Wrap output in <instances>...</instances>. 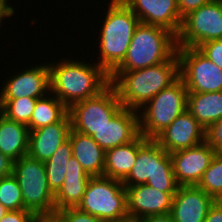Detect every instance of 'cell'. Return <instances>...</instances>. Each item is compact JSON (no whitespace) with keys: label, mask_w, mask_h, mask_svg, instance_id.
I'll return each mask as SVG.
<instances>
[{"label":"cell","mask_w":222,"mask_h":222,"mask_svg":"<svg viewBox=\"0 0 222 222\" xmlns=\"http://www.w3.org/2000/svg\"><path fill=\"white\" fill-rule=\"evenodd\" d=\"M71 59L49 63L50 93L68 108L99 95L111 84L110 75L97 63Z\"/></svg>","instance_id":"1"},{"label":"cell","mask_w":222,"mask_h":222,"mask_svg":"<svg viewBox=\"0 0 222 222\" xmlns=\"http://www.w3.org/2000/svg\"><path fill=\"white\" fill-rule=\"evenodd\" d=\"M177 53L166 62L132 71H113L111 85L115 88L123 107L138 111L179 78Z\"/></svg>","instance_id":"2"},{"label":"cell","mask_w":222,"mask_h":222,"mask_svg":"<svg viewBox=\"0 0 222 222\" xmlns=\"http://www.w3.org/2000/svg\"><path fill=\"white\" fill-rule=\"evenodd\" d=\"M98 37L97 63L109 75L125 59L129 45L140 20L122 0H111Z\"/></svg>","instance_id":"3"},{"label":"cell","mask_w":222,"mask_h":222,"mask_svg":"<svg viewBox=\"0 0 222 222\" xmlns=\"http://www.w3.org/2000/svg\"><path fill=\"white\" fill-rule=\"evenodd\" d=\"M177 53V36L160 26L139 23L127 55L114 71H132L152 67Z\"/></svg>","instance_id":"4"},{"label":"cell","mask_w":222,"mask_h":222,"mask_svg":"<svg viewBox=\"0 0 222 222\" xmlns=\"http://www.w3.org/2000/svg\"><path fill=\"white\" fill-rule=\"evenodd\" d=\"M124 186L148 184L161 192L176 193L171 156L154 139H148L139 149L134 166L122 181Z\"/></svg>","instance_id":"5"},{"label":"cell","mask_w":222,"mask_h":222,"mask_svg":"<svg viewBox=\"0 0 222 222\" xmlns=\"http://www.w3.org/2000/svg\"><path fill=\"white\" fill-rule=\"evenodd\" d=\"M77 208L103 222H119L129 218L125 186L122 181L105 176L89 179Z\"/></svg>","instance_id":"6"},{"label":"cell","mask_w":222,"mask_h":222,"mask_svg":"<svg viewBox=\"0 0 222 222\" xmlns=\"http://www.w3.org/2000/svg\"><path fill=\"white\" fill-rule=\"evenodd\" d=\"M188 90L179 77L161 90L139 112L140 134L155 139L180 114L187 110ZM142 111V112H141Z\"/></svg>","instance_id":"7"},{"label":"cell","mask_w":222,"mask_h":222,"mask_svg":"<svg viewBox=\"0 0 222 222\" xmlns=\"http://www.w3.org/2000/svg\"><path fill=\"white\" fill-rule=\"evenodd\" d=\"M21 188L24 207L38 217L55 215L54 193L48 186L44 161L28 155L14 161L12 173Z\"/></svg>","instance_id":"8"},{"label":"cell","mask_w":222,"mask_h":222,"mask_svg":"<svg viewBox=\"0 0 222 222\" xmlns=\"http://www.w3.org/2000/svg\"><path fill=\"white\" fill-rule=\"evenodd\" d=\"M123 107L110 84L99 95L74 103L68 108L71 129L92 136Z\"/></svg>","instance_id":"9"},{"label":"cell","mask_w":222,"mask_h":222,"mask_svg":"<svg viewBox=\"0 0 222 222\" xmlns=\"http://www.w3.org/2000/svg\"><path fill=\"white\" fill-rule=\"evenodd\" d=\"M179 76L188 93L222 91V70L196 47H177Z\"/></svg>","instance_id":"10"},{"label":"cell","mask_w":222,"mask_h":222,"mask_svg":"<svg viewBox=\"0 0 222 222\" xmlns=\"http://www.w3.org/2000/svg\"><path fill=\"white\" fill-rule=\"evenodd\" d=\"M222 39V1L214 0L182 20L177 35V47H196L210 41Z\"/></svg>","instance_id":"11"},{"label":"cell","mask_w":222,"mask_h":222,"mask_svg":"<svg viewBox=\"0 0 222 222\" xmlns=\"http://www.w3.org/2000/svg\"><path fill=\"white\" fill-rule=\"evenodd\" d=\"M32 68L20 70L3 83L0 99L31 97L43 98L50 93L49 63L31 65ZM49 91V92H48Z\"/></svg>","instance_id":"12"},{"label":"cell","mask_w":222,"mask_h":222,"mask_svg":"<svg viewBox=\"0 0 222 222\" xmlns=\"http://www.w3.org/2000/svg\"><path fill=\"white\" fill-rule=\"evenodd\" d=\"M215 155L214 150L205 141L171 153L173 172L178 185H197Z\"/></svg>","instance_id":"13"},{"label":"cell","mask_w":222,"mask_h":222,"mask_svg":"<svg viewBox=\"0 0 222 222\" xmlns=\"http://www.w3.org/2000/svg\"><path fill=\"white\" fill-rule=\"evenodd\" d=\"M125 188L130 219L137 222L147 216L171 213L175 193L161 192L148 184L125 186Z\"/></svg>","instance_id":"14"},{"label":"cell","mask_w":222,"mask_h":222,"mask_svg":"<svg viewBox=\"0 0 222 222\" xmlns=\"http://www.w3.org/2000/svg\"><path fill=\"white\" fill-rule=\"evenodd\" d=\"M169 154L205 141V129L185 110L154 139Z\"/></svg>","instance_id":"15"},{"label":"cell","mask_w":222,"mask_h":222,"mask_svg":"<svg viewBox=\"0 0 222 222\" xmlns=\"http://www.w3.org/2000/svg\"><path fill=\"white\" fill-rule=\"evenodd\" d=\"M141 23L156 25L178 35L182 18L177 0H122Z\"/></svg>","instance_id":"16"},{"label":"cell","mask_w":222,"mask_h":222,"mask_svg":"<svg viewBox=\"0 0 222 222\" xmlns=\"http://www.w3.org/2000/svg\"><path fill=\"white\" fill-rule=\"evenodd\" d=\"M140 135L139 112L122 107L115 116L92 135L104 150L134 141Z\"/></svg>","instance_id":"17"},{"label":"cell","mask_w":222,"mask_h":222,"mask_svg":"<svg viewBox=\"0 0 222 222\" xmlns=\"http://www.w3.org/2000/svg\"><path fill=\"white\" fill-rule=\"evenodd\" d=\"M215 201L197 185L179 186L170 213L173 222H204Z\"/></svg>","instance_id":"18"},{"label":"cell","mask_w":222,"mask_h":222,"mask_svg":"<svg viewBox=\"0 0 222 222\" xmlns=\"http://www.w3.org/2000/svg\"><path fill=\"white\" fill-rule=\"evenodd\" d=\"M70 130L69 114L59 122L30 130L27 155L45 162L68 139Z\"/></svg>","instance_id":"19"},{"label":"cell","mask_w":222,"mask_h":222,"mask_svg":"<svg viewBox=\"0 0 222 222\" xmlns=\"http://www.w3.org/2000/svg\"><path fill=\"white\" fill-rule=\"evenodd\" d=\"M90 178L91 176L72 156L67 163L64 183L54 194L56 211L65 208H76L82 200Z\"/></svg>","instance_id":"20"},{"label":"cell","mask_w":222,"mask_h":222,"mask_svg":"<svg viewBox=\"0 0 222 222\" xmlns=\"http://www.w3.org/2000/svg\"><path fill=\"white\" fill-rule=\"evenodd\" d=\"M68 138L72 144V156L85 172L91 177L103 176L105 151L93 140L92 136L71 129Z\"/></svg>","instance_id":"21"},{"label":"cell","mask_w":222,"mask_h":222,"mask_svg":"<svg viewBox=\"0 0 222 222\" xmlns=\"http://www.w3.org/2000/svg\"><path fill=\"white\" fill-rule=\"evenodd\" d=\"M147 140V138L140 134L130 143L105 151L103 176L123 181L129 175L135 164L138 149Z\"/></svg>","instance_id":"22"},{"label":"cell","mask_w":222,"mask_h":222,"mask_svg":"<svg viewBox=\"0 0 222 222\" xmlns=\"http://www.w3.org/2000/svg\"><path fill=\"white\" fill-rule=\"evenodd\" d=\"M30 130L27 125L6 118L0 113V152L13 161L28 153Z\"/></svg>","instance_id":"23"},{"label":"cell","mask_w":222,"mask_h":222,"mask_svg":"<svg viewBox=\"0 0 222 222\" xmlns=\"http://www.w3.org/2000/svg\"><path fill=\"white\" fill-rule=\"evenodd\" d=\"M187 111L206 129L222 118V91L188 93Z\"/></svg>","instance_id":"24"},{"label":"cell","mask_w":222,"mask_h":222,"mask_svg":"<svg viewBox=\"0 0 222 222\" xmlns=\"http://www.w3.org/2000/svg\"><path fill=\"white\" fill-rule=\"evenodd\" d=\"M49 94L37 99L30 124L28 125L29 130H36L59 122L68 114V107L54 94Z\"/></svg>","instance_id":"25"},{"label":"cell","mask_w":222,"mask_h":222,"mask_svg":"<svg viewBox=\"0 0 222 222\" xmlns=\"http://www.w3.org/2000/svg\"><path fill=\"white\" fill-rule=\"evenodd\" d=\"M71 157L72 144L68 138L59 146L52 157L44 162L48 186L54 194L64 183L67 163Z\"/></svg>","instance_id":"26"},{"label":"cell","mask_w":222,"mask_h":222,"mask_svg":"<svg viewBox=\"0 0 222 222\" xmlns=\"http://www.w3.org/2000/svg\"><path fill=\"white\" fill-rule=\"evenodd\" d=\"M36 101L37 99L31 97L0 99V113L10 120L28 126Z\"/></svg>","instance_id":"27"},{"label":"cell","mask_w":222,"mask_h":222,"mask_svg":"<svg viewBox=\"0 0 222 222\" xmlns=\"http://www.w3.org/2000/svg\"><path fill=\"white\" fill-rule=\"evenodd\" d=\"M216 201L222 200V154H216L197 184Z\"/></svg>","instance_id":"28"},{"label":"cell","mask_w":222,"mask_h":222,"mask_svg":"<svg viewBox=\"0 0 222 222\" xmlns=\"http://www.w3.org/2000/svg\"><path fill=\"white\" fill-rule=\"evenodd\" d=\"M0 204L9 211L26 209L22 200L21 188L13 174L0 178Z\"/></svg>","instance_id":"29"},{"label":"cell","mask_w":222,"mask_h":222,"mask_svg":"<svg viewBox=\"0 0 222 222\" xmlns=\"http://www.w3.org/2000/svg\"><path fill=\"white\" fill-rule=\"evenodd\" d=\"M55 215L62 222H103L99 218L85 213L76 208H65L56 211Z\"/></svg>","instance_id":"30"},{"label":"cell","mask_w":222,"mask_h":222,"mask_svg":"<svg viewBox=\"0 0 222 222\" xmlns=\"http://www.w3.org/2000/svg\"><path fill=\"white\" fill-rule=\"evenodd\" d=\"M205 142L216 154H222V118L205 129Z\"/></svg>","instance_id":"31"},{"label":"cell","mask_w":222,"mask_h":222,"mask_svg":"<svg viewBox=\"0 0 222 222\" xmlns=\"http://www.w3.org/2000/svg\"><path fill=\"white\" fill-rule=\"evenodd\" d=\"M198 49L222 70V39L207 41Z\"/></svg>","instance_id":"32"},{"label":"cell","mask_w":222,"mask_h":222,"mask_svg":"<svg viewBox=\"0 0 222 222\" xmlns=\"http://www.w3.org/2000/svg\"><path fill=\"white\" fill-rule=\"evenodd\" d=\"M39 217L28 209L8 211L0 222H36Z\"/></svg>","instance_id":"33"},{"label":"cell","mask_w":222,"mask_h":222,"mask_svg":"<svg viewBox=\"0 0 222 222\" xmlns=\"http://www.w3.org/2000/svg\"><path fill=\"white\" fill-rule=\"evenodd\" d=\"M180 17L183 19L192 11L214 0H177Z\"/></svg>","instance_id":"34"},{"label":"cell","mask_w":222,"mask_h":222,"mask_svg":"<svg viewBox=\"0 0 222 222\" xmlns=\"http://www.w3.org/2000/svg\"><path fill=\"white\" fill-rule=\"evenodd\" d=\"M204 222H222V200H217L210 207Z\"/></svg>","instance_id":"35"},{"label":"cell","mask_w":222,"mask_h":222,"mask_svg":"<svg viewBox=\"0 0 222 222\" xmlns=\"http://www.w3.org/2000/svg\"><path fill=\"white\" fill-rule=\"evenodd\" d=\"M14 161L0 152V178L12 175Z\"/></svg>","instance_id":"36"},{"label":"cell","mask_w":222,"mask_h":222,"mask_svg":"<svg viewBox=\"0 0 222 222\" xmlns=\"http://www.w3.org/2000/svg\"><path fill=\"white\" fill-rule=\"evenodd\" d=\"M15 9L9 4V0H0V28L3 20L13 16Z\"/></svg>","instance_id":"37"},{"label":"cell","mask_w":222,"mask_h":222,"mask_svg":"<svg viewBox=\"0 0 222 222\" xmlns=\"http://www.w3.org/2000/svg\"><path fill=\"white\" fill-rule=\"evenodd\" d=\"M137 222H173V218L170 213H167L161 215L147 216Z\"/></svg>","instance_id":"38"},{"label":"cell","mask_w":222,"mask_h":222,"mask_svg":"<svg viewBox=\"0 0 222 222\" xmlns=\"http://www.w3.org/2000/svg\"><path fill=\"white\" fill-rule=\"evenodd\" d=\"M39 219L41 222H62L56 215L41 216Z\"/></svg>","instance_id":"39"},{"label":"cell","mask_w":222,"mask_h":222,"mask_svg":"<svg viewBox=\"0 0 222 222\" xmlns=\"http://www.w3.org/2000/svg\"><path fill=\"white\" fill-rule=\"evenodd\" d=\"M9 210L4 207L2 204H0V220L3 218V216L8 212Z\"/></svg>","instance_id":"40"},{"label":"cell","mask_w":222,"mask_h":222,"mask_svg":"<svg viewBox=\"0 0 222 222\" xmlns=\"http://www.w3.org/2000/svg\"><path fill=\"white\" fill-rule=\"evenodd\" d=\"M119 222H136V221H134V220H132V219L128 218V219H126V220L119 221Z\"/></svg>","instance_id":"41"}]
</instances>
